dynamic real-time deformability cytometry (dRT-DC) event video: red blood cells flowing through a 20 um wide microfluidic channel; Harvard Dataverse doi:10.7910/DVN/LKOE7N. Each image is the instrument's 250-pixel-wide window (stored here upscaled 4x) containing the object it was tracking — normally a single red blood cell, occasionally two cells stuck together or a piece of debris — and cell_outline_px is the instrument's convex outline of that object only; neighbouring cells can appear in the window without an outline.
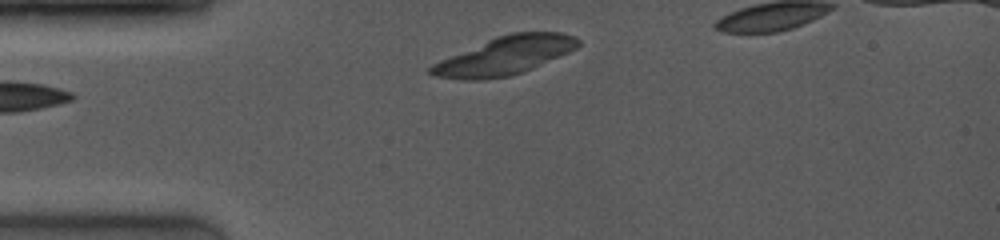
{"species": "common noctule bat (a hibernating species)", "species_latin": "Nyctalus noctula", "temperature_condition": "room temperature", "stored_images_in_passage": 4, "camera_frame_rate_fps": 4000, "um_per_image_px": 0.085, "animal": {"sex": "female", "body_mass_g": 19.0, "forearm_length_mm": 53.3}, "frame": {"image": 1, "passage_image": 2, "time_ms": 0.75, "image_size_px": [1000, 240], "cell_outline_px": [[580, 44], [576, 48], [568, 52], [524, 72], [512, 76], [484, 80], [460, 80], [436, 76], [428, 72], [428, 68], [432, 64], [440, 60], [496, 36], [512, 32], [560, 32], [572, 36], [580, 40]], "centroid_in_image_um": [42.89, 4.75], "position_along_channel_um": 42.1, "area_um2": 32.71}}